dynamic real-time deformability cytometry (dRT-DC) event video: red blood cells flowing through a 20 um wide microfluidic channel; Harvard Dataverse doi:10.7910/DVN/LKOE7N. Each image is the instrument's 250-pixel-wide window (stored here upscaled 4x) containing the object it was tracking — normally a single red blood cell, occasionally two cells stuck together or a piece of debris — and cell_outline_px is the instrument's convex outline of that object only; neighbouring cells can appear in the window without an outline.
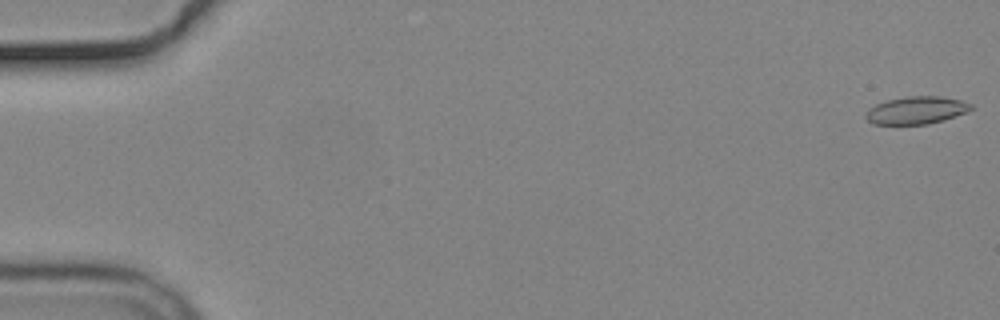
{"species": "common noctule bat (a hibernating species)", "species_latin": "Nyctalus noctula", "temperature_condition": "cold", "stored_images_in_passage": 4, "camera_frame_rate_fps": 3000, "um_per_image_px": 0.085, "animal": {"sex": "male", "body_mass_g": 19.2, "forearm_length_mm": 51.8}, "frame": {"image": 1, "passage_image": 1, "time_ms": 0.0, "image_size_px": [1000, 320], "cell_outline_px": [[972, 108], [968, 112], [944, 120], [928, 124], [872, 124], [864, 116], [868, 108], [876, 104], [888, 100], [908, 96], [940, 96], [960, 100], [972, 104]], "centroid_in_image_um": [77.89, 9.37], "position_along_channel_um": 7.1, "area_um2": 16.94}}